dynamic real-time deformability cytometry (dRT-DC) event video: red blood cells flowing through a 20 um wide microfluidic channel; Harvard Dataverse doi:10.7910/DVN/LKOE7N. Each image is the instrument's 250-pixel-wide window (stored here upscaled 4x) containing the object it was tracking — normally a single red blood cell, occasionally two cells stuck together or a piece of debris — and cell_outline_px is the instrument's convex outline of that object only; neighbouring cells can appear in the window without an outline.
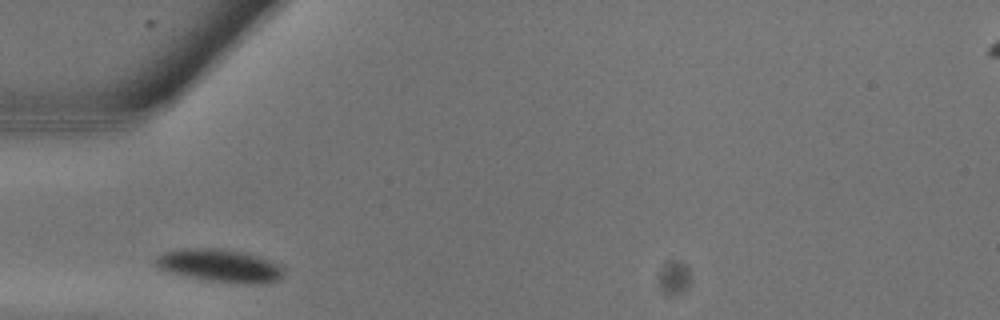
{"species": "common noctule bat (a hibernating species)", "species_latin": "Nyctalus noctula", "temperature_condition": "warm", "stored_images_in_passage": 7, "camera_frame_rate_fps": 3000, "um_per_image_px": 0.085, "animal": {"sex": "male", "body_mass_g": 13.3}, "frame": {"image": 1, "passage_image": 1, "time_ms": 0.0, "image_size_px": [1000, 320], "cell_outline_px": [[284, 272], [276, 280], [256, 284], [244, 284], [212, 280], [192, 276], [160, 268], [152, 260], [156, 256], [164, 252], [180, 248], [220, 248], [244, 252], [260, 256], [280, 264], [284, 268]], "centroid_in_image_um": [18.73, 22.54], "position_along_channel_um": 66.3, "area_um2": 24.16}}
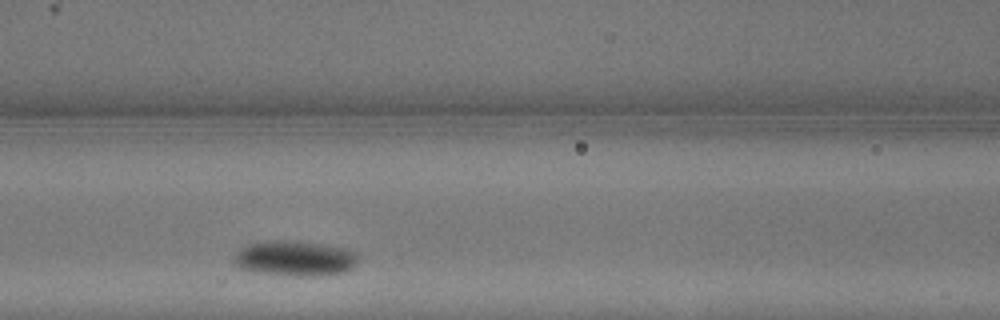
{"frame": {"image": 2, "passage_image": 4, "time_ms": 1.0, "image_size_px": [1000, 320], "cell_outline_px": [[360, 260], [352, 268], [344, 272], [316, 276], [296, 276], [252, 272], [240, 268], [232, 260], [232, 256], [240, 248], [248, 244], [260, 240], [300, 240], [348, 248], [356, 252], [360, 256]], "centroid_in_image_um": [25.07, 21.94], "position_along_channel_um": 141.5, "area_um2": 26.41}}
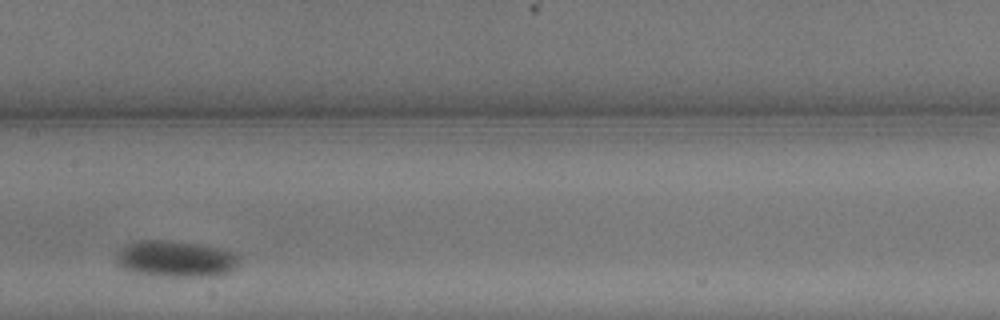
{"frame": {"image": 3, "passage_image": 6, "time_ms": 1.667, "image_size_px": [1000, 320], "cell_outline_px": [[244, 256], [240, 264], [236, 268], [228, 272], [216, 276], [164, 276], [136, 272], [120, 268], [116, 264], [116, 256], [124, 244], [140, 240], [164, 240], [196, 244], [220, 248]], "centroid_in_image_um": [14.98, 22.0], "position_along_channel_um": 192.4, "area_um2": 26.24}}